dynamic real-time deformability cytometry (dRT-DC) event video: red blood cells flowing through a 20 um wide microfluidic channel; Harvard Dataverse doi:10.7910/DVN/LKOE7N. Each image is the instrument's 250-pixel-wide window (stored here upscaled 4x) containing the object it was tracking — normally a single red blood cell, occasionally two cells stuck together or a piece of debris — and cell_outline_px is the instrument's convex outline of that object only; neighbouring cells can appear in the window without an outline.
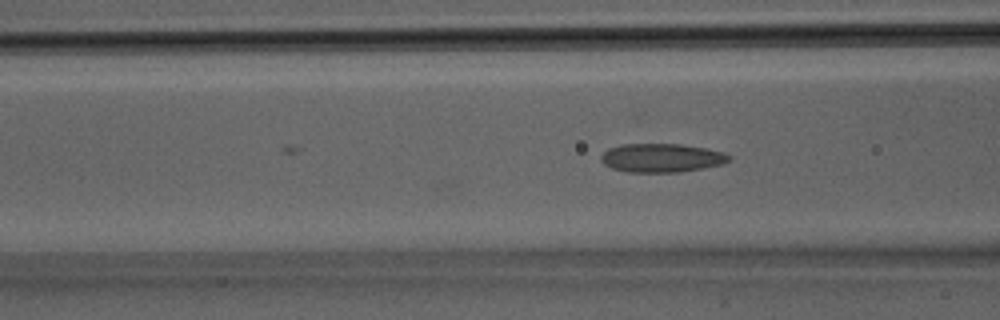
{"species": "Egyptian fruit bat (a non-hibernating species)", "species_latin": "Rousettus aegyptiacus", "temperature_condition": "room temperature", "stored_images_in_passage": 4, "camera_frame_rate_fps": 3000, "um_per_image_px": 0.085, "animal": {"sex": "male"}, "frame": {"image": 1, "passage_image": 4, "time_ms": 1.0, "image_size_px": [1000, 320], "cell_outline_px": [[732, 156], [724, 164], [680, 172], [628, 172], [612, 168], [604, 164], [600, 160], [600, 156], [608, 148], [620, 144], [680, 144], [704, 148], [724, 152]], "centroid_in_image_um": [56.22, 13.42], "position_along_channel_um": 110.4, "area_um2": 21.44}}